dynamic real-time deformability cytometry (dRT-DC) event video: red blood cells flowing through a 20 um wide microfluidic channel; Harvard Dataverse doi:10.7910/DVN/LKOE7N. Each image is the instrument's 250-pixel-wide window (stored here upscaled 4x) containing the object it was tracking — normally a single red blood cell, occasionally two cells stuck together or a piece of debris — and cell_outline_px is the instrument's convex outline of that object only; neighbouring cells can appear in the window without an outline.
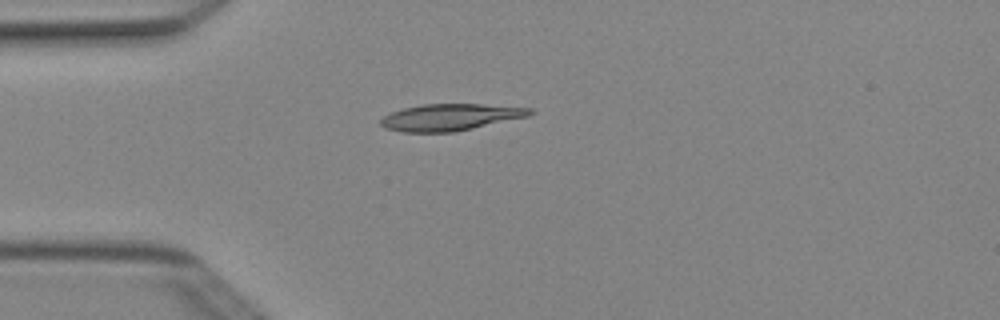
{"species": "Egyptian fruit bat (a non-hibernating species)", "species_latin": "Rousettus aegyptiacus", "temperature_condition": "cold", "stored_images_in_passage": 2, "camera_frame_rate_fps": 3000, "um_per_image_px": 0.085, "animal": {"sex": "female"}, "frame": {"image": 1, "passage_image": 2, "time_ms": 0.333, "image_size_px": [1000, 320], "cell_outline_px": [[536, 112], [528, 116], [472, 128], [452, 132], [404, 132], [384, 128], [380, 124], [380, 120], [384, 116], [392, 112], [404, 108], [424, 104], [480, 104], [532, 108]], "centroid_in_image_um": [38.27, 9.96], "position_along_channel_um": 46.7, "area_um2": 23.0}}